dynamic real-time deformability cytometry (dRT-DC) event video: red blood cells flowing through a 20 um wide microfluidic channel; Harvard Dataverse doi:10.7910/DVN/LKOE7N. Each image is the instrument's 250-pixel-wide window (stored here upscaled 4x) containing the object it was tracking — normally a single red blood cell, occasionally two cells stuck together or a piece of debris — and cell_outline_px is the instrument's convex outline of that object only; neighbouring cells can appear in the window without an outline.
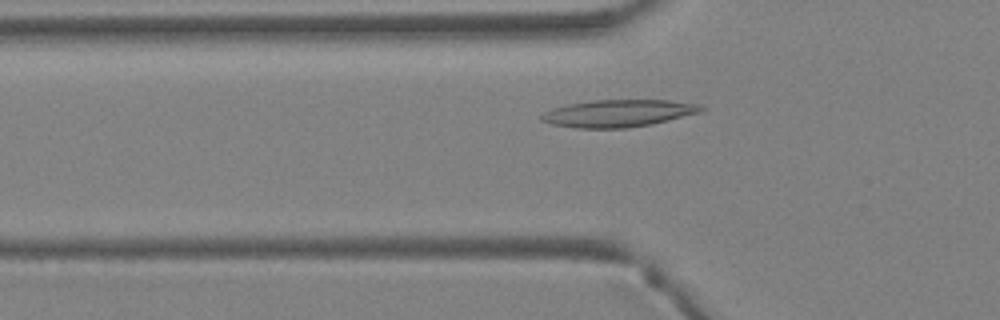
{"species": "Egyptian fruit bat (a non-hibernating species)", "species_latin": "Rousettus aegyptiacus", "temperature_condition": "warm", "stored_images_in_passage": 35, "camera_frame_rate_fps": 3000, "um_per_image_px": 0.085, "animal": {"sex": "female"}, "frame": {"image": 1, "passage_image": 8, "time_ms": 2.333, "image_size_px": [1000, 320], "cell_outline_px": [[708, 108], [700, 112], [652, 124], [628, 128], [576, 128], [552, 124], [540, 120], [540, 116], [544, 112], [552, 108], [568, 104], [592, 100], [668, 100], [700, 104]], "centroid_in_image_um": [52.56, 9.63], "position_along_channel_um": 73.2, "area_um2": 25.43}}
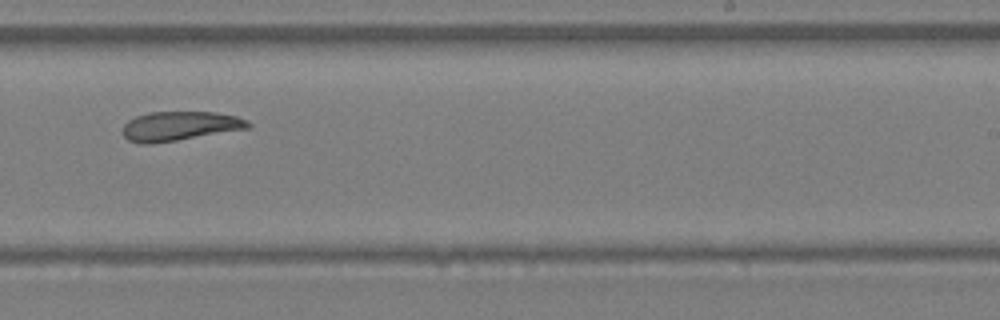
{"frame": {"image": 2, "passage_image": 20, "time_ms": 6.333, "image_size_px": [1000, 320], "cell_outline_px": [[252, 124], [248, 128], [152, 144], [140, 144], [128, 140], [124, 136], [124, 124], [128, 120], [136, 116], [148, 112], [216, 112], [236, 116], [248, 120]], "centroid_in_image_um": [15.26, 10.71], "position_along_channel_um": 273.7, "area_um2": 21.27}}
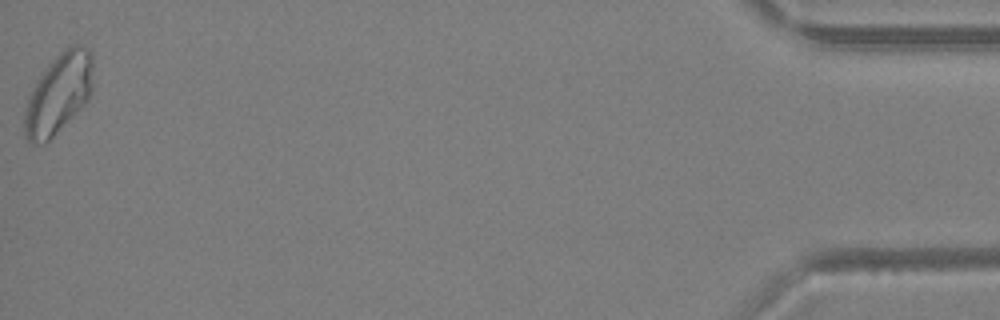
{"frame": {"image": 3, "passage_image": 35, "time_ms": 11.333, "image_size_px": [1000, 320], "cell_outline_px": [[92, 88], [88, 100], [44, 144], [28, 144], [24, 136], [24, 112], [28, 96], [40, 76], [48, 64], [68, 44], [80, 44], [88, 48], [92, 52]], "centroid_in_image_um": [4.96, 7.94], "position_along_channel_um": 430.2, "area_um2": 31.96}}